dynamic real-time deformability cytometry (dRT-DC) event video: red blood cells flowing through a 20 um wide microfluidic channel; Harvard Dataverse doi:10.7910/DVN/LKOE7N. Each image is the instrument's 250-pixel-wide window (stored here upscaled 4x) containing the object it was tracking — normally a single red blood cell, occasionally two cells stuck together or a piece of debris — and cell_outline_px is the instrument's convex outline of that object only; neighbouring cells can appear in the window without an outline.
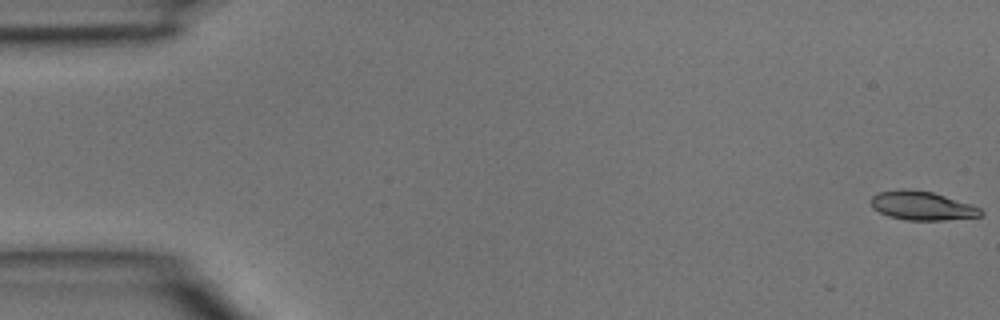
{"species": "common noctule bat (a hibernating species)", "species_latin": "Nyctalus noctula", "temperature_condition": "room temperature", "stored_images_in_passage": 46, "camera_frame_rate_fps": 3000, "um_per_image_px": 0.085, "animal": {"sex": "male", "body_mass_g": 15.6}, "frame": {"image": 1, "passage_image": 1, "time_ms": 0.0, "image_size_px": [1000, 320], "cell_outline_px": [[984, 216], [944, 220], [904, 220], [888, 216], [872, 208], [872, 196], [880, 192], [900, 188], [904, 188], [932, 192], [980, 208], [984, 212]], "centroid_in_image_um": [78.36, 17.49], "position_along_channel_um": 6.6, "area_um2": 18.32}}
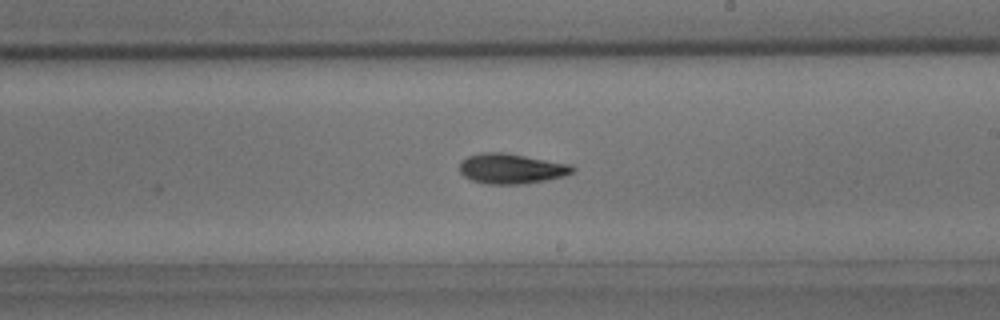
{"frame": {"image": 2, "passage_image": 27, "time_ms": 8.667, "image_size_px": [1000, 320], "cell_outline_px": [[576, 168], [572, 172], [564, 176], [524, 184], [488, 184], [472, 180], [464, 176], [460, 172], [460, 160], [468, 156], [480, 152], [504, 152], [572, 164]], "centroid_in_image_um": [43.46, 14.32], "position_along_channel_um": 245.5, "area_um2": 19.94}}
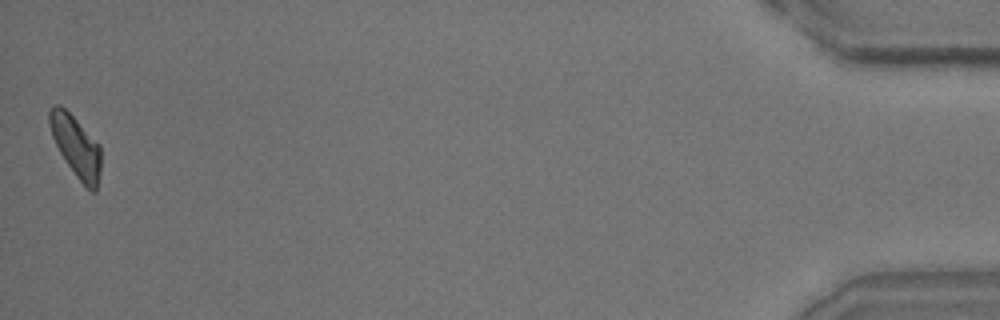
{"frame": {"image": 3, "passage_image": 46, "time_ms": 15.0, "image_size_px": [1000, 320], "cell_outline_px": [[100, 172], [96, 192], [92, 192], [76, 176], [60, 152], [52, 136], [48, 124], [48, 112], [52, 104], [60, 104], [100, 144]], "centroid_in_image_um": [6.44, 12.41], "position_along_channel_um": 428.8, "area_um2": 18.15}}